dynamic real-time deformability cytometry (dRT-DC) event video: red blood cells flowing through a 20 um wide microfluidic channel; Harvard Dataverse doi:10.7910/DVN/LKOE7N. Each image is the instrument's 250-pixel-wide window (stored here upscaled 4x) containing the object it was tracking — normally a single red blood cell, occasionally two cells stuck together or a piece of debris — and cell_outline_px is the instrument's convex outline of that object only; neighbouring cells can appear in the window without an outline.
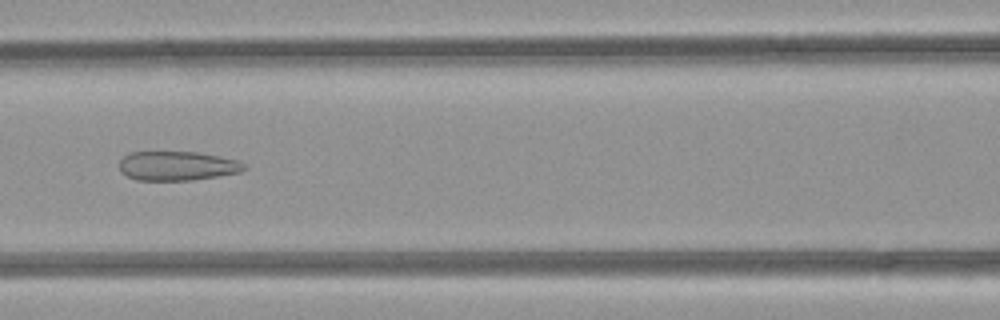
{"species": "common noctule bat (a hibernating species)", "species_latin": "Nyctalus noctula", "temperature_condition": "room temperature", "stored_images_in_passage": 48, "camera_frame_rate_fps": 3000, "um_per_image_px": 0.085, "animal": {"sex": "female", "body_mass_g": 21.9}, "frame": {"image": 1, "passage_image": 20, "time_ms": 6.333, "image_size_px": [1000, 320], "cell_outline_px": [[248, 168], [240, 172], [192, 180], [136, 180], [120, 172], [120, 160], [124, 156], [132, 152], [196, 152], [220, 156], [236, 160], [244, 164]], "centroid_in_image_um": [15.06, 14.1], "position_along_channel_um": 151.5, "area_um2": 21.15}}
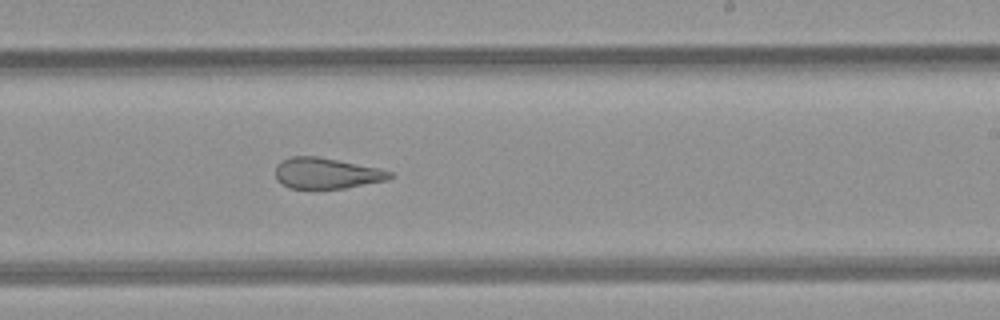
{"frame": {"image": 2, "passage_image": 28, "time_ms": 9.0, "image_size_px": [1000, 320], "cell_outline_px": [[392, 176], [388, 180], [344, 188], [288, 188], [276, 180], [276, 164], [280, 160], [292, 156], [316, 156], [380, 168], [392, 172]], "centroid_in_image_um": [27.72, 14.72], "position_along_channel_um": 261.3, "area_um2": 20.58}}
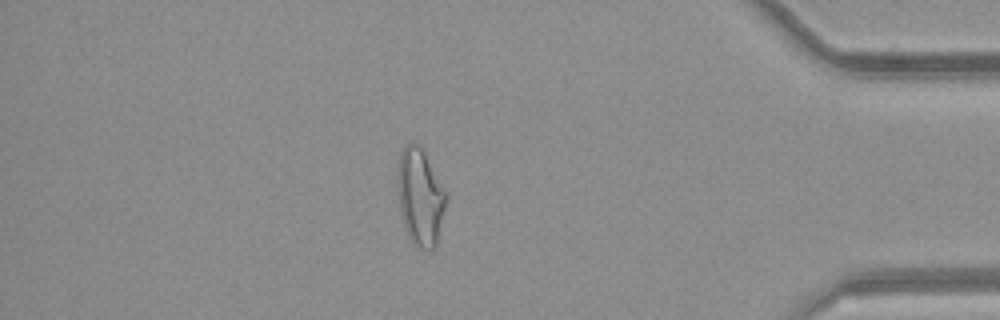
{"frame": {"image": 3, "passage_image": 41, "time_ms": 13.333, "image_size_px": [1000, 320], "cell_outline_px": [[444, 208], [436, 244], [432, 248], [420, 248], [412, 244], [408, 236], [400, 212], [396, 184], [400, 152], [412, 140], [420, 144], [444, 188]], "centroid_in_image_um": [35.66, 16.69], "position_along_channel_um": 399.5, "area_um2": 26.99}}